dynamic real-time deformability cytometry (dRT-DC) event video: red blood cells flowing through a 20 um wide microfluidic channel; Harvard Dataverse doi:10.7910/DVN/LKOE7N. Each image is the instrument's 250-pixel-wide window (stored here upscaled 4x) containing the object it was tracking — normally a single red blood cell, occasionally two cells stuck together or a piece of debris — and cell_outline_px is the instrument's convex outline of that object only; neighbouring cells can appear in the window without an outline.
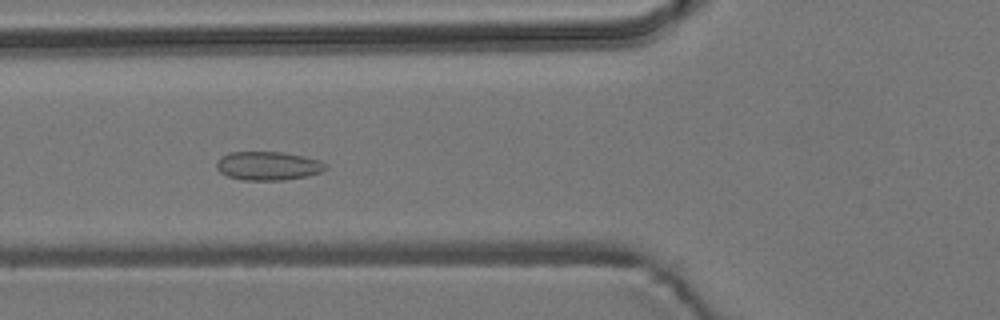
{"species": "common noctule bat (a hibernating species)", "species_latin": "Nyctalus noctula", "temperature_condition": "room temperature", "stored_images_in_passage": 40, "camera_frame_rate_fps": 3000, "um_per_image_px": 0.085, "animal": {"sex": "male", "body_mass_g": 19.2, "forearm_length_mm": 51.8}, "frame": {"image": 1, "passage_image": 6, "time_ms": 1.667, "image_size_px": [1000, 320], "cell_outline_px": [[328, 168], [320, 172], [308, 176], [284, 180], [244, 180], [228, 176], [220, 172], [216, 168], [216, 160], [220, 156], [228, 152], [284, 152], [304, 156], [320, 160], [328, 164]], "centroid_in_image_um": [22.79, 14.09], "position_along_channel_um": 103.0, "area_um2": 18.5}}
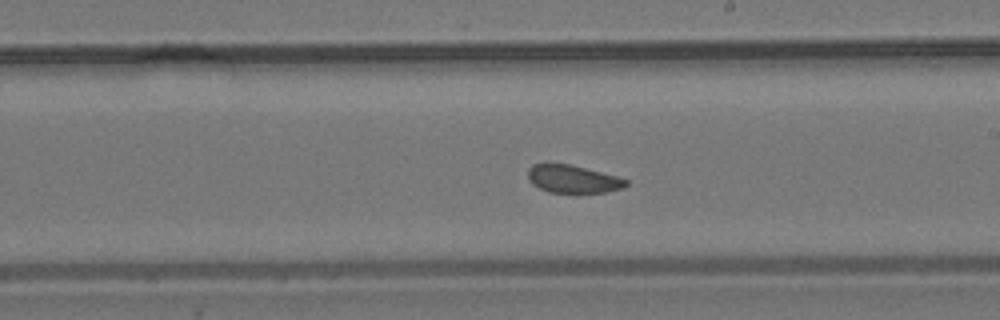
{"frame": {"image": 2, "passage_image": 17, "time_ms": 5.333, "image_size_px": [1000, 320], "cell_outline_px": [[628, 184], [624, 188], [604, 192], [548, 192], [532, 184], [528, 180], [528, 168], [532, 164], [572, 164], [616, 176], [628, 180]], "centroid_in_image_um": [48.69, 15.21], "position_along_channel_um": 240.3, "area_um2": 15.84}}
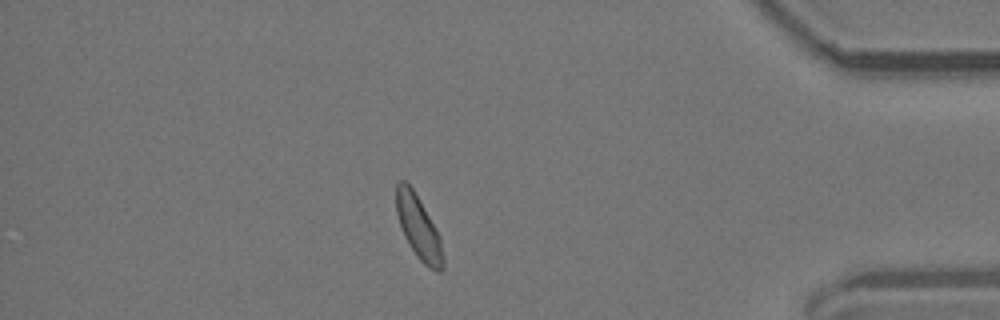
{"frame": {"image": 3, "passage_image": 33, "time_ms": 10.667, "image_size_px": [1000, 320], "cell_outline_px": [[444, 268], [440, 272], [436, 272], [424, 264], [416, 256], [404, 236], [400, 228], [396, 212], [396, 184], [400, 180], [404, 180], [412, 188], [440, 236], [444, 260]], "centroid_in_image_um": [35.57, 19.37], "position_along_channel_um": 399.6, "area_um2": 17.17}, "authors_computed_cell_mechanics": {"area_um2": 17.051, "velocity_mm_per_s": 3.7373, "shape_relaxation_time_tau1_ms": null, "shape_relaxation_time_tau2_ms": 1.1336, "deformation_change_tau1": null, "deformation_change_tau2": 0.0528}}